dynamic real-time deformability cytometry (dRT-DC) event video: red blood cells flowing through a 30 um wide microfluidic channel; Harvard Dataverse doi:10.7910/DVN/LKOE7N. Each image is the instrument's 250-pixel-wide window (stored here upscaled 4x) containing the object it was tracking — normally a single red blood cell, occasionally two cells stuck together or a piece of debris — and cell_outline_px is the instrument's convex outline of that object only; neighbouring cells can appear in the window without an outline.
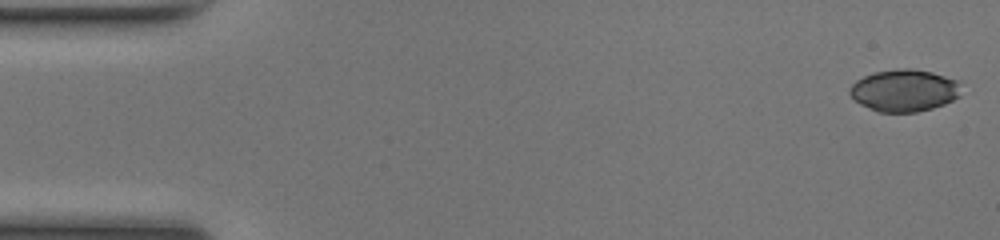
{"species": "common noctule bat (a hibernating species)", "species_latin": "Nyctalus noctula", "temperature_condition": "room temperature", "stored_images_in_passage": 49, "camera_frame_rate_fps": 3000, "um_per_image_px": 0.085, "animal": {"sex": "female", "body_mass_g": 17.0, "forearm_length_mm": 48.0}, "frame": {"image": 1, "passage_image": 1, "time_ms": 0.0, "image_size_px": [1000, 240], "cell_outline_px": [[960, 96], [944, 104], [932, 108], [916, 112], [880, 112], [860, 104], [848, 92], [848, 88], [856, 80], [864, 76], [876, 72], [900, 68], [912, 68], [932, 72], [960, 80]], "centroid_in_image_um": [76.88, 7.68], "position_along_channel_um": 8.1, "area_um2": 27.4}}
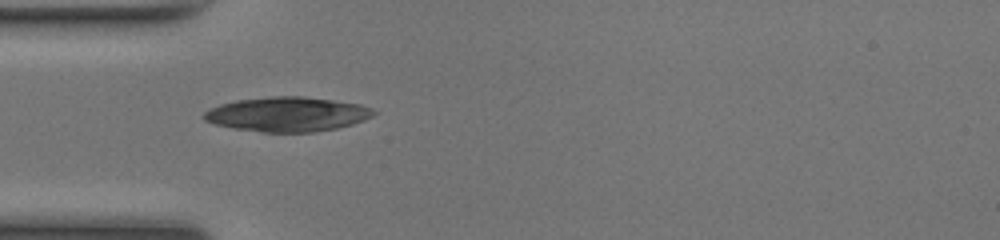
{"frame": {"image": 2, "passage_image": 15, "time_ms": 4.667, "image_size_px": [1000, 240], "cell_outline_px": [[376, 112], [372, 116], [364, 120], [352, 124], [336, 128], [312, 132], [260, 132], [236, 128], [216, 124], [204, 120], [204, 112], [220, 104], [236, 100], [272, 96], [300, 96], [332, 100], [360, 104], [372, 108]], "centroid_in_image_um": [24.44, 9.71], "position_along_channel_um": 60.6, "area_um2": 33.87}}
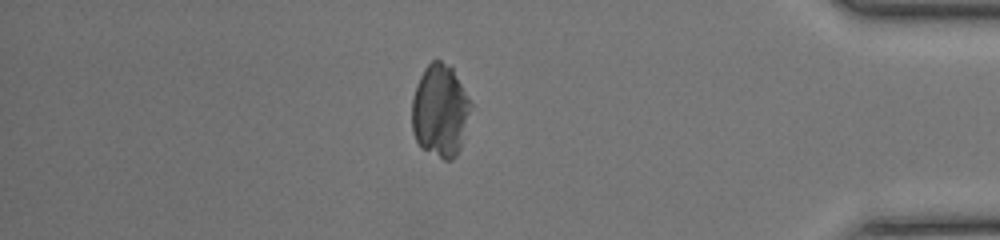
{"frame": {"image": 3, "passage_image": 42, "time_ms": 13.667, "image_size_px": [1000, 240], "cell_outline_px": [[472, 104], [460, 148], [456, 156], [452, 160], [444, 160], [420, 148], [412, 132], [412, 100], [416, 84], [424, 68], [432, 60], [440, 60], [452, 68]], "centroid_in_image_um": [37.38, 9.43], "position_along_channel_um": 397.8, "area_um2": 31.73}}